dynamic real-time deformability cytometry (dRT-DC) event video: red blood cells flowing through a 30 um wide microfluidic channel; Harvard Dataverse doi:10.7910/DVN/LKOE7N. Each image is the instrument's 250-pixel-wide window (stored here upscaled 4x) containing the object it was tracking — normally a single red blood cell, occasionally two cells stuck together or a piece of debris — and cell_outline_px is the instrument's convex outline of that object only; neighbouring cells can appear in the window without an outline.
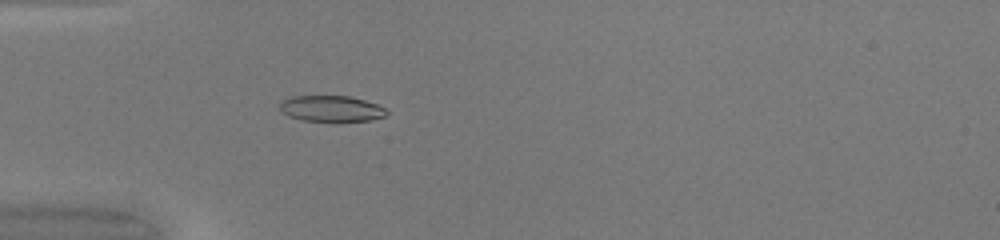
{"species": "common noctule bat (a hibernating species)", "species_latin": "Nyctalus noctula", "temperature_condition": "warm", "stored_images_in_passage": 49, "camera_frame_rate_fps": 3000, "um_per_image_px": 0.085, "animal": {"sex": "female", "body_mass_g": 20.0, "forearm_length_mm": 54.0}, "frame": {"image": 1, "passage_image": 16, "time_ms": 5.0, "image_size_px": [1000, 240], "cell_outline_px": [[388, 112], [384, 116], [372, 120], [336, 124], [300, 120], [288, 116], [280, 112], [280, 100], [292, 96], [348, 96], [364, 100], [376, 104], [384, 108]], "centroid_in_image_um": [28.12, 9.28], "position_along_channel_um": 56.9, "area_um2": 16.99}}
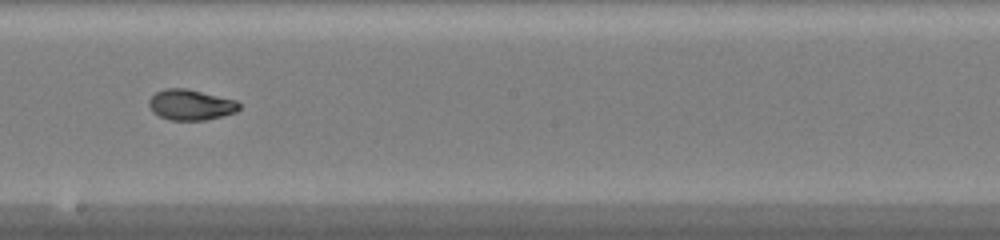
{"frame": {"image": 2, "passage_image": 29, "time_ms": 9.333, "image_size_px": [1000, 240], "cell_outline_px": [[240, 108], [236, 112], [204, 120], [168, 120], [152, 112], [148, 104], [148, 100], [156, 92], [164, 88], [184, 88], [236, 100], [240, 104]], "centroid_in_image_um": [16.18, 8.91], "position_along_channel_um": 232.0, "area_um2": 16.01}}
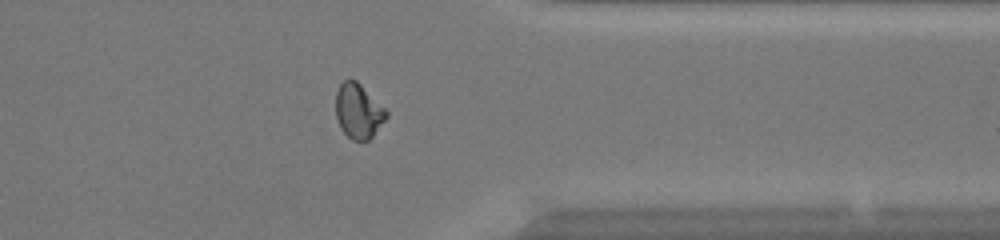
{"frame": {"image": 3, "passage_image": 40, "time_ms": 13.0, "image_size_px": [1000, 240], "cell_outline_px": [[388, 116], [372, 136], [368, 140], [352, 140], [340, 128], [336, 116], [336, 92], [340, 84], [344, 80], [356, 80], [388, 112]], "centroid_in_image_um": [30.44, 9.45], "position_along_channel_um": 381.0, "area_um2": 15.84}, "authors_computed_cell_mechanics": {"area_um2": 16.473, "velocity_mm_per_s": 4.2452, "shape_relaxation_time_tau1_ms": 7.2088, "shape_relaxation_time_tau2_ms": 1.4164, "deformation_change_tau1": 0.2811, "deformation_change_tau2": 0.0547}}